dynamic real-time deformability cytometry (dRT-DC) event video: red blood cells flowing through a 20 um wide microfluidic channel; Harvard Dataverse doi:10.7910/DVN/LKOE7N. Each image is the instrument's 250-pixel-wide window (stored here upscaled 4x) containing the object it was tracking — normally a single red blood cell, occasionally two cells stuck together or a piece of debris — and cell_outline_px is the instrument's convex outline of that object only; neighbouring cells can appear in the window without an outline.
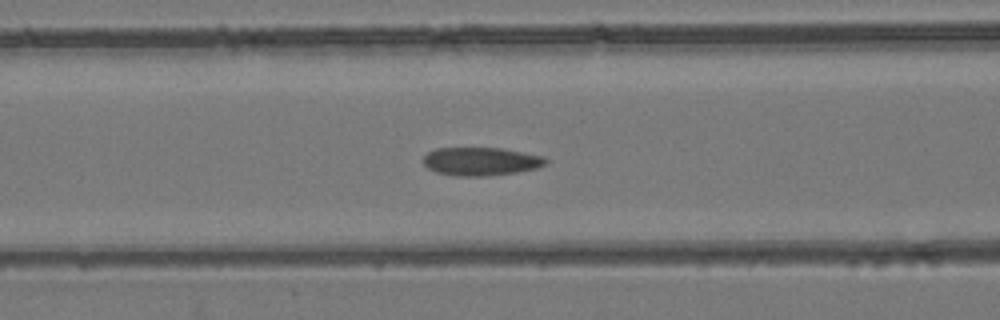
{"species": "common noctule bat (a hibernating species)", "species_latin": "Nyctalus noctula", "temperature_condition": "room temperature", "stored_images_in_passage": 53, "camera_frame_rate_fps": 3000, "um_per_image_px": 0.085, "animal": {"sex": "female", "body_mass_g": 24.6, "forearm_length_mm": 56.2}, "frame": {"image": 1, "passage_image": 21, "time_ms": 6.667, "image_size_px": [1000, 320], "cell_outline_px": [[548, 164], [536, 168], [516, 172], [484, 176], [456, 176], [436, 172], [428, 168], [424, 164], [424, 156], [428, 152], [436, 148], [500, 148], [544, 156], [548, 160]], "centroid_in_image_um": [40.89, 13.72], "position_along_channel_um": 125.7, "area_um2": 20.11}}
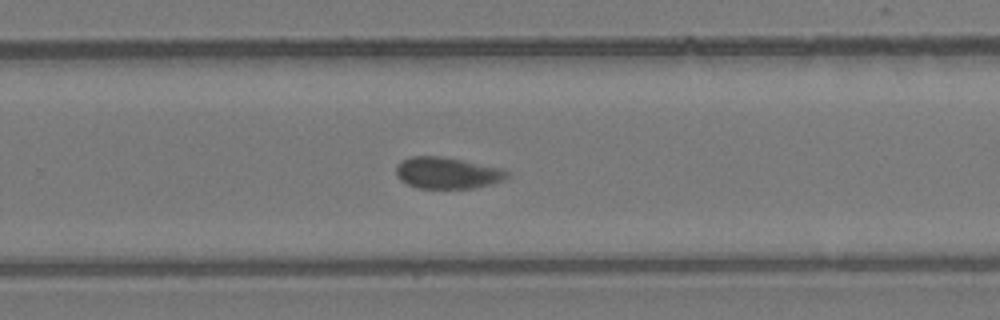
{"frame": {"image": 2, "passage_image": 34, "time_ms": 11.0, "image_size_px": [1000, 320], "cell_outline_px": [[508, 176], [500, 180], [476, 188], [416, 188], [400, 180], [396, 176], [396, 164], [400, 160], [412, 156], [440, 156], [500, 168], [508, 172]], "centroid_in_image_um": [37.92, 14.7], "position_along_channel_um": 291.9, "area_um2": 20.11}}
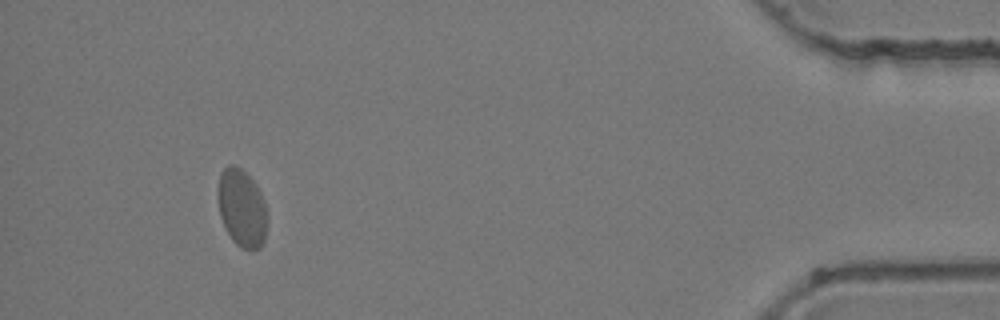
{"frame": {"image": 3, "passage_image": 49, "time_ms": 16.0, "image_size_px": [1000, 320], "cell_outline_px": [[268, 220], [264, 240], [260, 248], [252, 252], [240, 248], [232, 240], [220, 216], [220, 172], [228, 164], [232, 164], [240, 168], [256, 184], [264, 200], [268, 216]], "centroid_in_image_um": [20.61, 17.74], "position_along_channel_um": 414.6, "area_um2": 22.2}, "authors_computed_cell_mechanics": {"area_um2": 20.808, "velocity_mm_per_s": 3.842, "shape_relaxation_time_tau1_ms": null, "shape_relaxation_time_tau2_ms": 0.8542, "deformation_change_tau1": null, "deformation_change_tau2": 0.0582}}